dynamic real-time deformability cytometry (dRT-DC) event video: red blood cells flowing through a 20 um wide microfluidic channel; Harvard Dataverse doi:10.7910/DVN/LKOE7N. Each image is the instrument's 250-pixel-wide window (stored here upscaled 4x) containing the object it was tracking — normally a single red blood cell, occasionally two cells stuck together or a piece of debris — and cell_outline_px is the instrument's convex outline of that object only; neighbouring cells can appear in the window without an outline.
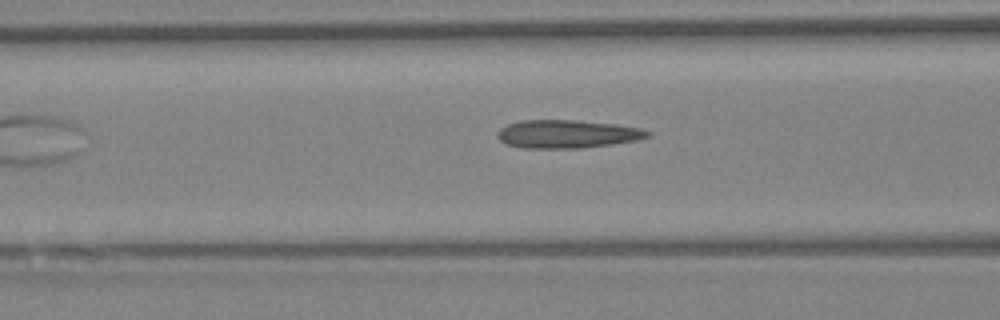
{"species": "Egyptian fruit bat (a non-hibernating species)", "species_latin": "Rousettus aegyptiacus", "temperature_condition": "warm", "stored_images_in_passage": 5, "camera_frame_rate_fps": 3000, "um_per_image_px": 0.085, "animal": {"sex": "female"}, "frame": {"image": 1, "passage_image": 5, "time_ms": 1.333, "image_size_px": [1000, 320], "cell_outline_px": [[652, 136], [636, 140], [612, 144], [584, 148], [520, 148], [504, 144], [496, 136], [496, 132], [500, 128], [508, 124], [520, 120], [576, 120], [616, 124], [640, 128], [652, 132]], "centroid_in_image_um": [48.19, 11.39], "position_along_channel_um": 118.4, "area_um2": 24.97}}